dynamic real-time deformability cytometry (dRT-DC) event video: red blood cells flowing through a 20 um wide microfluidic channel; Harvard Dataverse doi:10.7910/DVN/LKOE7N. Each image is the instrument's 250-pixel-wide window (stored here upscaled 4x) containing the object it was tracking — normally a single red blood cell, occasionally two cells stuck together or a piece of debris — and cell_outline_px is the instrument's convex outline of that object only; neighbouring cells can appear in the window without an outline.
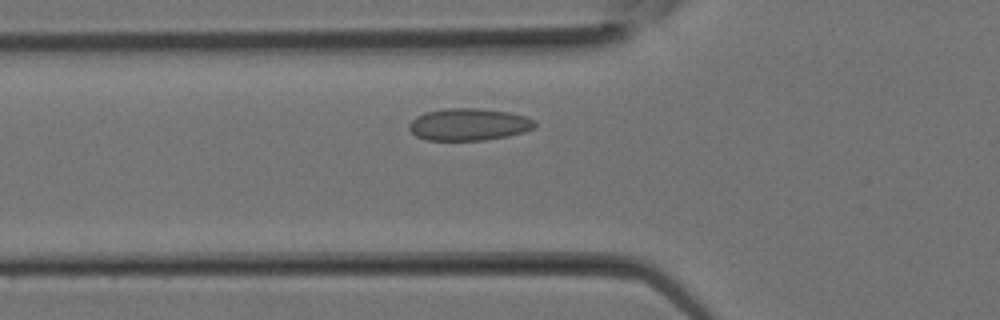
{"species": "Egyptian fruit bat (a non-hibernating species)", "species_latin": "Rousettus aegyptiacus", "temperature_condition": "room temperature", "stored_images_in_passage": 14, "camera_frame_rate_fps": 3000, "um_per_image_px": 0.085, "animal": {"sex": "female"}, "frame": {"image": 1, "passage_image": 5, "time_ms": 1.333, "image_size_px": [1000, 320], "cell_outline_px": [[536, 128], [524, 132], [508, 136], [484, 140], [428, 140], [416, 136], [408, 128], [408, 124], [416, 116], [424, 112], [448, 108], [476, 108], [508, 112], [524, 116], [536, 120]], "centroid_in_image_um": [39.85, 10.58], "position_along_channel_um": 85.9, "area_um2": 23.64}}
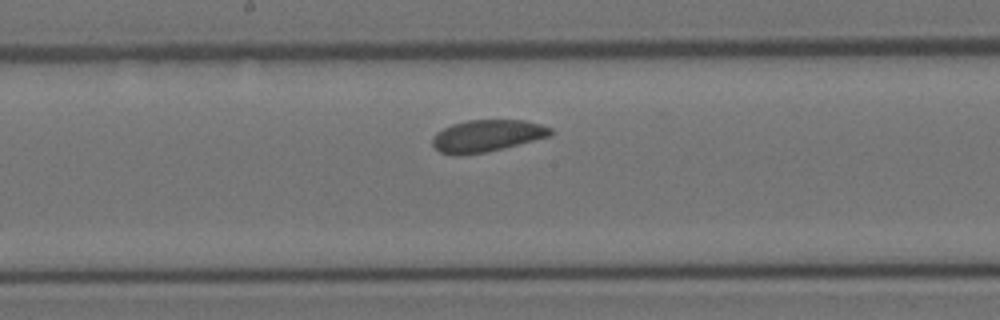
{"frame": {"image": 2, "passage_image": 10, "time_ms": 3.0, "image_size_px": [1000, 320], "cell_outline_px": [[552, 132], [548, 136], [504, 148], [484, 152], [460, 156], [452, 156], [440, 152], [432, 144], [432, 140], [436, 132], [452, 124], [468, 120], [524, 120], [540, 124], [552, 128]], "centroid_in_image_um": [41.34, 11.55], "position_along_channel_um": 206.9, "area_um2": 21.91}}
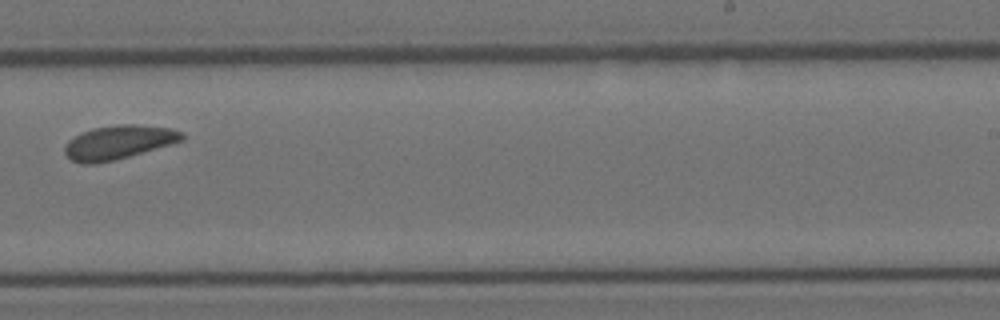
{"frame": {"image": 3, "passage_image": 13, "time_ms": 4.0, "image_size_px": [1000, 320], "cell_outline_px": [[184, 140], [116, 160], [92, 164], [80, 164], [72, 160], [64, 152], [64, 148], [68, 140], [80, 132], [92, 128], [116, 124], [136, 124], [168, 128], [184, 132]], "centroid_in_image_um": [10.05, 12.09], "position_along_channel_um": 279.0, "area_um2": 23.24}}